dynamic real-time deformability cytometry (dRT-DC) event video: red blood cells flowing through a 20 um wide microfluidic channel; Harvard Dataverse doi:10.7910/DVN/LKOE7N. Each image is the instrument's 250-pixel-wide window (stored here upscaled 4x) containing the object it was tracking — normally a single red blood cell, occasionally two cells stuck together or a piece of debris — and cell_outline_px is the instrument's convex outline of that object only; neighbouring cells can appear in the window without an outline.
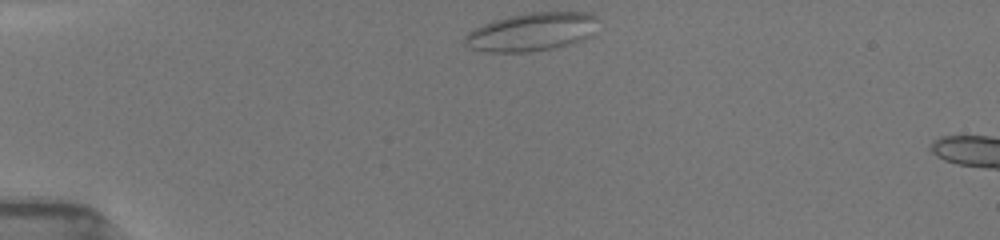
{"species": "common noctule bat (a hibernating species)", "species_latin": "Nyctalus noctula", "temperature_condition": "room temperature", "stored_images_in_passage": 6, "camera_frame_rate_fps": 3000, "um_per_image_px": 0.085, "animal": {"sex": "female", "body_mass_g": 19.5, "forearm_length_mm": 54.1}, "frame": {"image": 1, "passage_image": 1, "time_ms": 0.0, "image_size_px": [1000, 240], "cell_outline_px": [[596, 20], [592, 36], [568, 44], [552, 48], [528, 52], [484, 52], [468, 48], [464, 44], [464, 36], [472, 28], [492, 20], [508, 16], [528, 12], [588, 12], [596, 16]], "centroid_in_image_um": [45.11, 2.71], "position_along_channel_um": 39.9, "area_um2": 29.94}}